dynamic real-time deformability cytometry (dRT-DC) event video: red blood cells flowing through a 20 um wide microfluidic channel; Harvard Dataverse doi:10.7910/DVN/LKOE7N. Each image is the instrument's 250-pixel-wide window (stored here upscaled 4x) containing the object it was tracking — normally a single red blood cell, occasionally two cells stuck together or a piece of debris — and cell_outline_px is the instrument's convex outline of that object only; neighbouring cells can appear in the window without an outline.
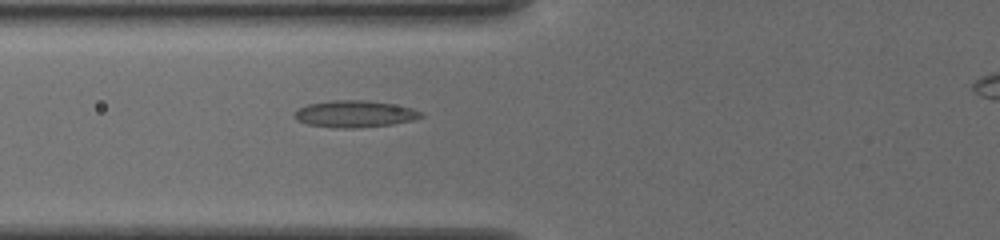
{"species": "common noctule bat (a hibernating species)", "species_latin": "Nyctalus noctula", "temperature_condition": "cold", "stored_images_in_passage": 43, "camera_frame_rate_fps": 3000, "um_per_image_px": 0.085, "animal": {"sex": "female", "body_mass_g": 19.5, "forearm_length_mm": 54.1}, "frame": {"image": 1, "passage_image": 13, "time_ms": 4.0, "image_size_px": [1000, 240], "cell_outline_px": [[424, 116], [412, 120], [392, 124], [356, 128], [336, 128], [308, 124], [296, 120], [296, 108], [308, 104], [332, 100], [364, 100], [392, 104], [412, 108], [424, 112]], "centroid_in_image_um": [30.16, 9.68], "position_along_channel_um": 95.6, "area_um2": 19.71}}
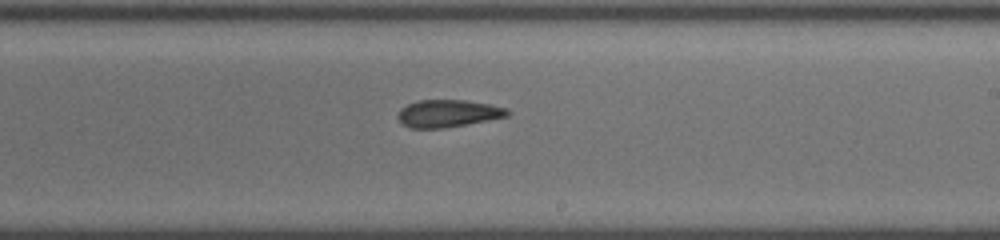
{"frame": {"image": 2, "passage_image": 25, "time_ms": 8.0, "image_size_px": [1000, 240], "cell_outline_px": [[512, 112], [508, 116], [444, 128], [412, 128], [404, 124], [396, 116], [400, 108], [408, 104], [420, 100], [464, 100], [488, 104], [508, 108]], "centroid_in_image_um": [38.09, 9.63], "position_along_channel_um": 250.9, "area_um2": 17.34}}
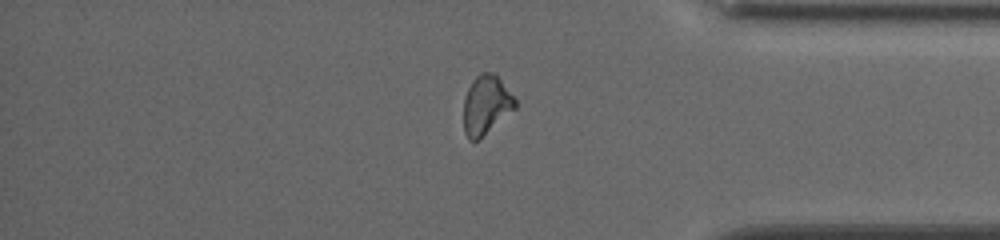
{"frame": {"image": 3, "passage_image": 37, "time_ms": 12.0, "image_size_px": [1000, 240], "cell_outline_px": [[516, 108], [476, 140], [468, 140], [464, 132], [464, 96], [472, 80], [480, 72], [492, 72], [500, 80], [516, 100]], "centroid_in_image_um": [41.29, 8.89], "position_along_channel_um": 393.9, "area_um2": 17.34}}